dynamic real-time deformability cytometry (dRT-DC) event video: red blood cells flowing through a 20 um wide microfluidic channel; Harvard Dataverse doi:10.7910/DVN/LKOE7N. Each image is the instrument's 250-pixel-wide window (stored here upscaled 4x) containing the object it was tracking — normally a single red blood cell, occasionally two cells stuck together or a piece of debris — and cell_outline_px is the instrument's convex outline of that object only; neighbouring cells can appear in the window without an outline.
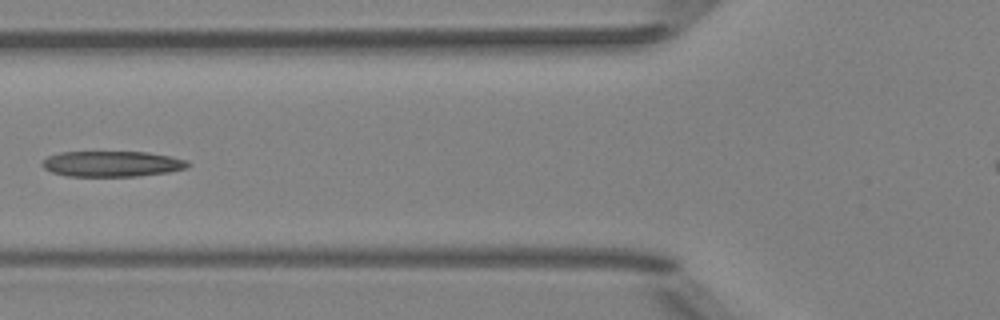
{"species": "Egyptian fruit bat (a non-hibernating species)", "species_latin": "Rousettus aegyptiacus", "temperature_condition": "room temperature", "stored_images_in_passage": 7, "camera_frame_rate_fps": 3000, "um_per_image_px": 0.085, "animal": {"sex": "female"}, "frame": {"image": 1, "passage_image": 6, "time_ms": 6.0, "image_size_px": [1000, 320], "cell_outline_px": [[192, 164], [188, 168], [168, 172], [136, 176], [68, 176], [52, 172], [44, 168], [40, 164], [48, 156], [60, 152], [148, 152], [172, 156], [188, 160]], "centroid_in_image_um": [9.57, 13.92], "position_along_channel_um": 116.2, "area_um2": 21.91}}
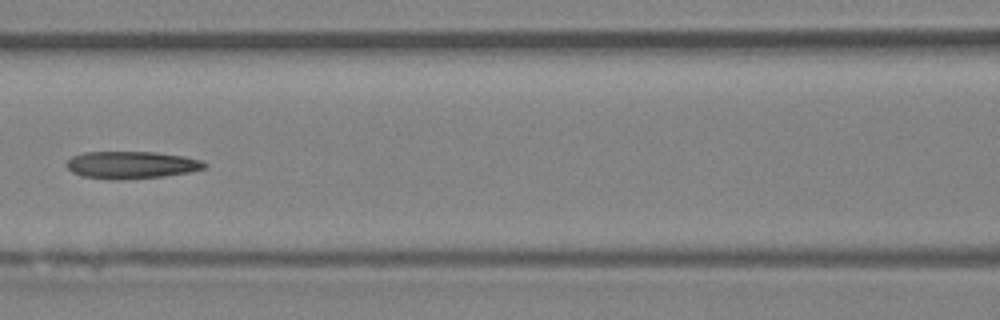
{"frame": {"image": 2, "passage_image": 7, "time_ms": 7.0, "image_size_px": [1000, 320], "cell_outline_px": [[208, 164], [204, 168], [192, 172], [164, 176], [120, 180], [108, 180], [80, 176], [72, 172], [64, 164], [72, 156], [84, 152], [156, 152], [184, 156], [204, 160]], "centroid_in_image_um": [11.17, 14.03], "position_along_channel_um": 155.4, "area_um2": 22.37}}